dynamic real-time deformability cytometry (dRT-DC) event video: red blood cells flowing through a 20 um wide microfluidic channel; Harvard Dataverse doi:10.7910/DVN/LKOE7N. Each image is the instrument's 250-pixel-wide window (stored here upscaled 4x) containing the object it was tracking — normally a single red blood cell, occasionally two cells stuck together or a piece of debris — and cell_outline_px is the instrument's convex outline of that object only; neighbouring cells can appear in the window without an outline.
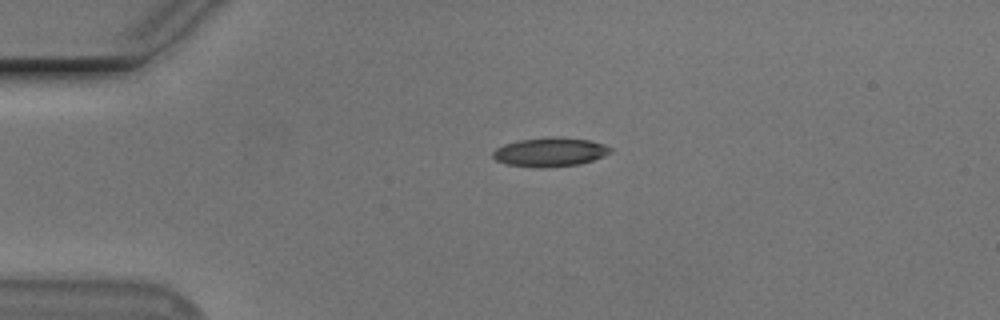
{"species": "Egyptian fruit bat (a non-hibernating species)", "species_latin": "Rousettus aegyptiacus", "temperature_condition": "cold", "stored_images_in_passage": 43, "camera_frame_rate_fps": 3000, "um_per_image_px": 0.085, "animal": {"sex": "male"}, "frame": {"image": 1, "passage_image": 1, "time_ms": 0.0, "image_size_px": [1000, 320], "cell_outline_px": [[612, 152], [604, 156], [580, 164], [540, 168], [504, 164], [496, 160], [492, 156], [492, 152], [496, 148], [504, 144], [520, 140], [556, 136], [560, 136], [588, 140], [604, 144], [612, 148]], "centroid_in_image_um": [46.75, 12.92], "position_along_channel_um": 38.3, "area_um2": 19.94}}
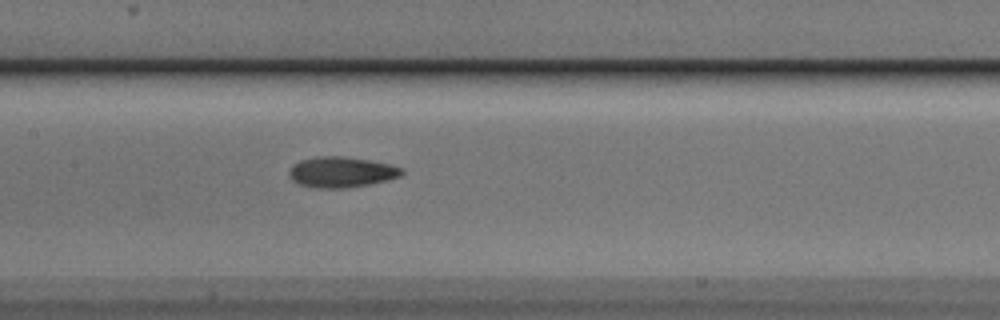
{"frame": {"image": 2, "passage_image": 15, "time_ms": 4.667, "image_size_px": [1000, 320], "cell_outline_px": [[404, 172], [400, 176], [388, 180], [368, 184], [344, 188], [316, 188], [300, 184], [292, 180], [288, 172], [288, 168], [292, 164], [300, 160], [320, 156], [344, 156], [392, 164], [404, 168]], "centroid_in_image_um": [29.02, 14.62], "position_along_channel_um": 178.4, "area_um2": 20.23}}
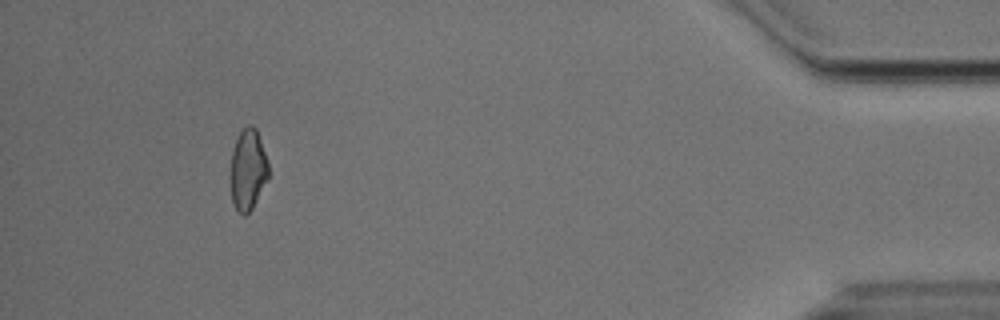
{"frame": {"image": 3, "passage_image": 39, "time_ms": 12.667, "image_size_px": [1000, 320], "cell_outline_px": [[268, 176], [252, 208], [244, 216], [236, 208], [232, 200], [232, 152], [236, 140], [240, 132], [248, 124], [252, 124], [256, 128], [268, 164]], "centroid_in_image_um": [21.08, 14.39], "position_along_channel_um": 414.1, "area_um2": 17.17}, "authors_computed_cell_mechanics": {"area_um2": 19.0162, "velocity_mm_per_s": 3.7571, "shape_relaxation_time_tau1_ms": 4.5233, "shape_relaxation_time_tau2_ms": 5.5247, "deformation_change_tau1": 0.1251, "deformation_change_tau2": 0.1223}}